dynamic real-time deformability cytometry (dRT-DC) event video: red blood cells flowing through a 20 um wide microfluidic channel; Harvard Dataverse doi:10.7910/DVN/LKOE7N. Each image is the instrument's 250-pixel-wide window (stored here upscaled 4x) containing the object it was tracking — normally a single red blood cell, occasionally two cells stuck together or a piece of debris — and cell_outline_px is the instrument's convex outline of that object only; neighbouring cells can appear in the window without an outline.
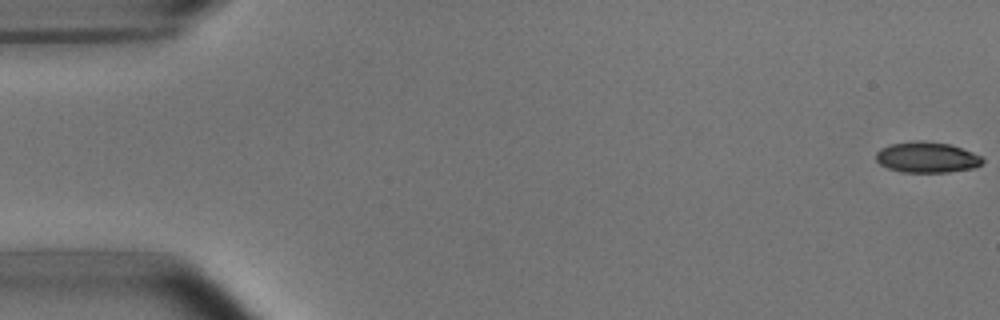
{"species": "common noctule bat (a hibernating species)", "species_latin": "Nyctalus noctula", "temperature_condition": "room temperature", "stored_images_in_passage": 53, "camera_frame_rate_fps": 3000, "um_per_image_px": 0.085, "animal": {"sex": "male", "body_mass_g": 15.6}, "frame": {"image": 1, "passage_image": 1, "time_ms": 0.0, "image_size_px": [1000, 320], "cell_outline_px": [[984, 160], [976, 168], [948, 172], [904, 172], [888, 168], [880, 164], [876, 160], [876, 152], [880, 148], [892, 144], [916, 140], [924, 140], [952, 144], [972, 152], [980, 156]], "centroid_in_image_um": [78.79, 13.36], "position_along_channel_um": 6.2, "area_um2": 19.19}}
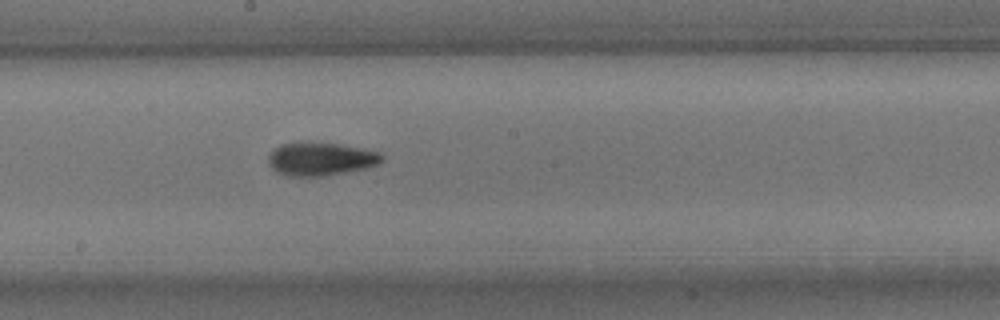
{"frame": {"image": 2, "passage_image": 29, "time_ms": 9.333, "image_size_px": [1000, 320], "cell_outline_px": [[384, 160], [376, 164], [364, 168], [344, 172], [320, 176], [288, 176], [276, 172], [268, 164], [268, 156], [280, 144], [304, 140], [340, 144], [364, 148], [380, 152], [384, 156]], "centroid_in_image_um": [27.24, 13.48], "position_along_channel_um": 221.0, "area_um2": 22.31}}
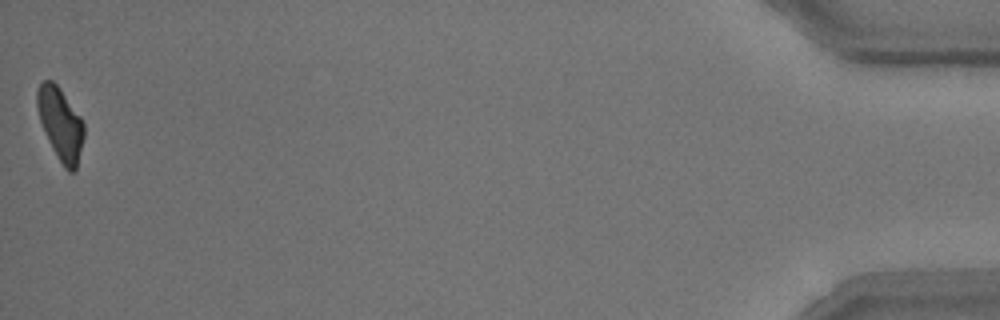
{"frame": {"image": 3, "passage_image": 53, "time_ms": 17.333, "image_size_px": [1000, 320], "cell_outline_px": [[84, 136], [76, 168], [72, 172], [68, 172], [64, 168], [52, 148], [48, 140], [40, 120], [36, 104], [36, 92], [40, 84], [44, 80], [52, 80], [60, 88], [80, 116], [84, 124]], "centroid_in_image_um": [5.13, 10.52], "position_along_channel_um": 430.1, "area_um2": 19.59}, "authors_computed_cell_mechanics": {"area_um2": 20.6924, "velocity_mm_per_s": 3.8019, "shape_relaxation_time_tau1_ms": 3.5036, "shape_relaxation_time_tau2_ms": 2.7714, "deformation_change_tau1": 0.1662, "deformation_change_tau2": 0.1085}}